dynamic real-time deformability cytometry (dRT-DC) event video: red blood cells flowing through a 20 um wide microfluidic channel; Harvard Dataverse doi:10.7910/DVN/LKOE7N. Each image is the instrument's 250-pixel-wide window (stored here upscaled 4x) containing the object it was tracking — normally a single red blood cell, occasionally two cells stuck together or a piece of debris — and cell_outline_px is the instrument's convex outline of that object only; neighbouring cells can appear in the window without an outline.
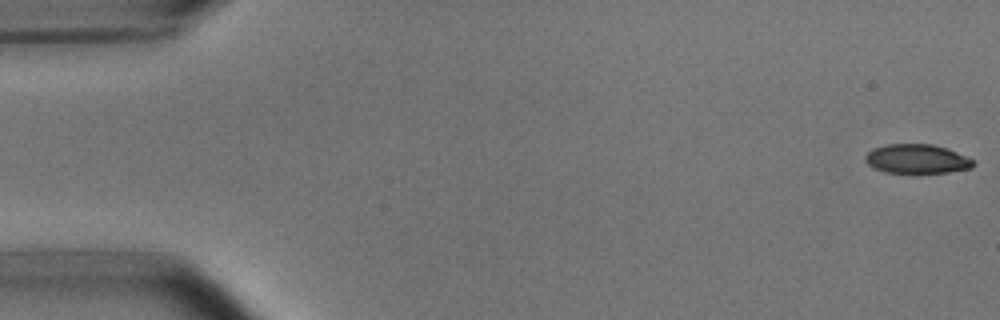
{"species": "common noctule bat (a hibernating species)", "species_latin": "Nyctalus noctula", "temperature_condition": "room temperature", "stored_images_in_passage": 52, "camera_frame_rate_fps": 3000, "um_per_image_px": 0.085, "animal": {"sex": "male", "body_mass_g": 15.6}, "frame": {"image": 1, "passage_image": 1, "time_ms": 0.0, "image_size_px": [1000, 320], "cell_outline_px": [[976, 164], [972, 168], [948, 172], [884, 172], [868, 164], [864, 160], [864, 156], [868, 152], [876, 148], [888, 144], [932, 144], [948, 148], [972, 160]], "centroid_in_image_um": [77.94, 13.5], "position_along_channel_um": 7.1, "area_um2": 18.09}}
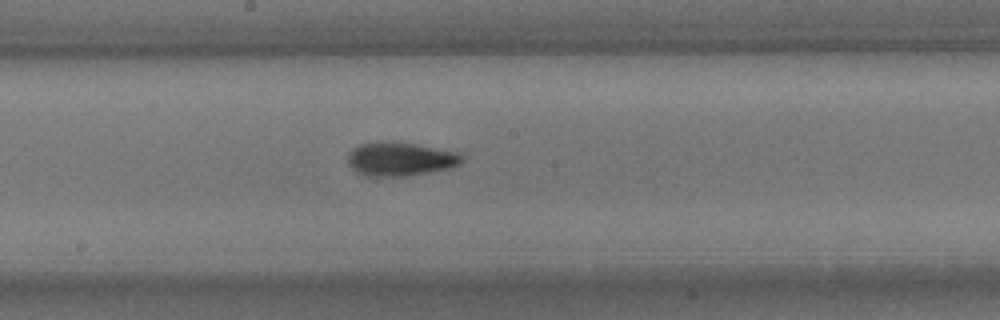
{"frame": {"image": 2, "passage_image": 28, "time_ms": 9.0, "image_size_px": [1000, 320], "cell_outline_px": [[464, 160], [460, 164], [448, 168], [408, 176], [364, 176], [356, 172], [348, 164], [348, 152], [352, 148], [360, 144], [380, 140], [392, 140], [416, 144], [456, 152], [464, 156]], "centroid_in_image_um": [33.97, 13.5], "position_along_channel_um": 214.2, "area_um2": 22.77}}
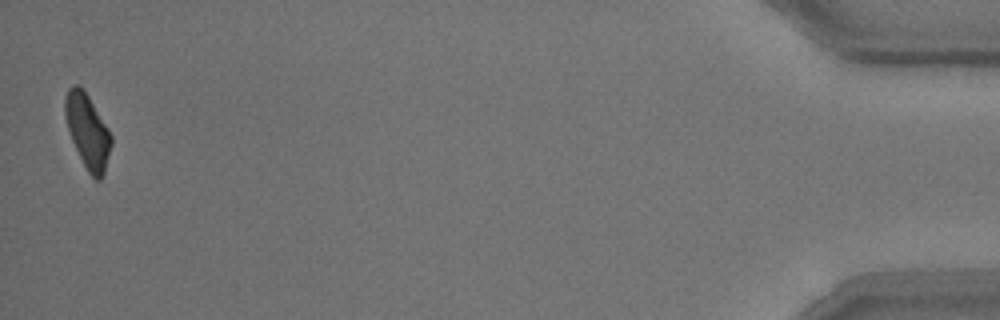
{"frame": {"image": 3, "passage_image": 52, "time_ms": 17.0, "image_size_px": [1000, 320], "cell_outline_px": [[112, 144], [104, 172], [100, 180], [96, 180], [88, 172], [72, 140], [64, 116], [64, 96], [68, 88], [72, 84], [76, 84], [84, 88], [108, 128], [112, 136]], "centroid_in_image_um": [7.43, 11.09], "position_along_channel_um": 427.8, "area_um2": 19.94}, "authors_computed_cell_mechanics": {"area_um2": 20.5479, "velocity_mm_per_s": 3.7977, "shape_relaxation_time_tau1_ms": 3.6547, "shape_relaxation_time_tau2_ms": 2.1846, "deformation_change_tau1": 0.1558, "deformation_change_tau2": 0.0839}}